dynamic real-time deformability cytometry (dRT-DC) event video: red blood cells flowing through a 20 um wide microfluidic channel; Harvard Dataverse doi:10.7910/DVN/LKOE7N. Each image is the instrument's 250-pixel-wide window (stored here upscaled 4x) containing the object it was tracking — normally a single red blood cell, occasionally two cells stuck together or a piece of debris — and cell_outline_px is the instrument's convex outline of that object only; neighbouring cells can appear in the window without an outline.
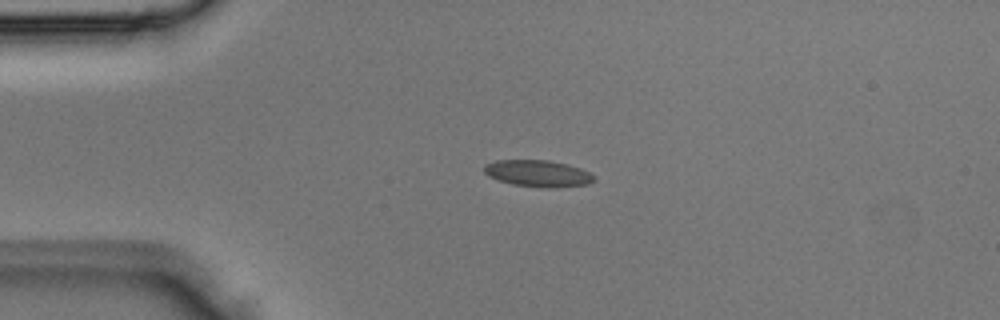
{"species": "Egyptian fruit bat (a non-hibernating species)", "species_latin": "Rousettus aegyptiacus", "temperature_condition": "room temperature", "stored_images_in_passage": 2, "camera_frame_rate_fps": 3000, "um_per_image_px": 0.085, "animal": {"sex": "male"}, "frame": {"image": 1, "passage_image": 1, "time_ms": 0.0, "image_size_px": [1000, 320], "cell_outline_px": [[596, 180], [588, 184], [556, 188], [548, 188], [512, 184], [488, 176], [484, 172], [484, 164], [496, 160], [548, 160], [568, 164], [580, 168], [596, 176]], "centroid_in_image_um": [45.75, 14.74], "position_along_channel_um": 39.2, "area_um2": 17.17}}